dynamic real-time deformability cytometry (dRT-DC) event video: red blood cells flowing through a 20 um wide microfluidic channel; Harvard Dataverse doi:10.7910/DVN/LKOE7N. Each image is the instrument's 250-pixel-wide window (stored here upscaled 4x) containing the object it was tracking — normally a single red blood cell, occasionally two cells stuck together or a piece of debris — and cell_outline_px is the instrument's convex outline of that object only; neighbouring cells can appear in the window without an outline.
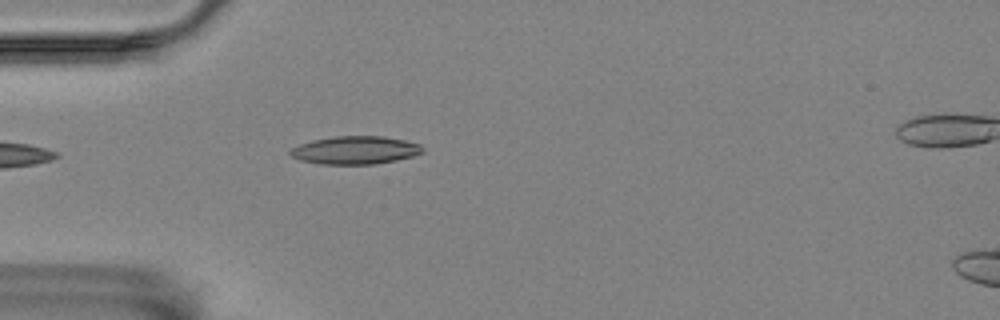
{"species": "Egyptian fruit bat (a non-hibernating species)", "species_latin": "Rousettus aegyptiacus", "temperature_condition": "room temperature", "stored_images_in_passage": 22, "camera_frame_rate_fps": 3000, "um_per_image_px": 0.085, "animal": {"sex": "female"}, "frame": {"image": 1, "passage_image": 1, "time_ms": 0.0, "image_size_px": [1000, 320], "cell_outline_px": [[424, 152], [412, 156], [396, 160], [376, 164], [320, 164], [300, 160], [292, 156], [288, 152], [292, 148], [300, 144], [312, 140], [336, 136], [384, 136], [404, 140], [420, 144], [424, 148]], "centroid_in_image_um": [30.21, 12.76], "position_along_channel_um": 54.8, "area_um2": 21.62}}
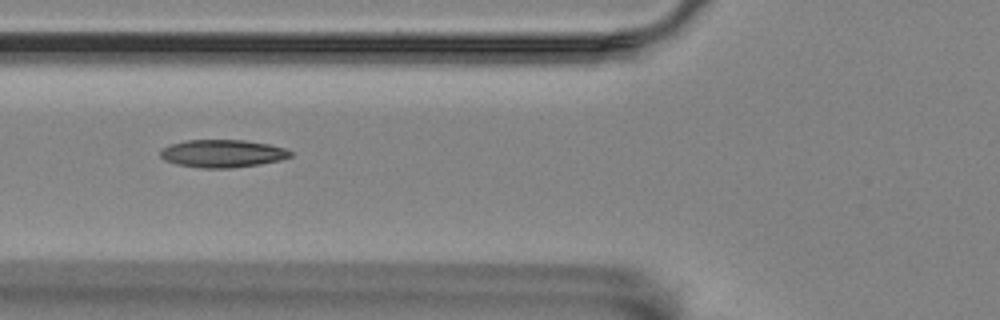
{"frame": {"image": 2, "passage_image": 6, "time_ms": 1.667, "image_size_px": [1000, 320], "cell_outline_px": [[292, 156], [280, 160], [260, 164], [228, 168], [204, 168], [176, 164], [164, 160], [160, 156], [160, 152], [164, 148], [172, 144], [188, 140], [244, 140], [268, 144], [284, 148], [292, 152]], "centroid_in_image_um": [18.92, 13.05], "position_along_channel_um": 106.9, "area_um2": 20.81}}
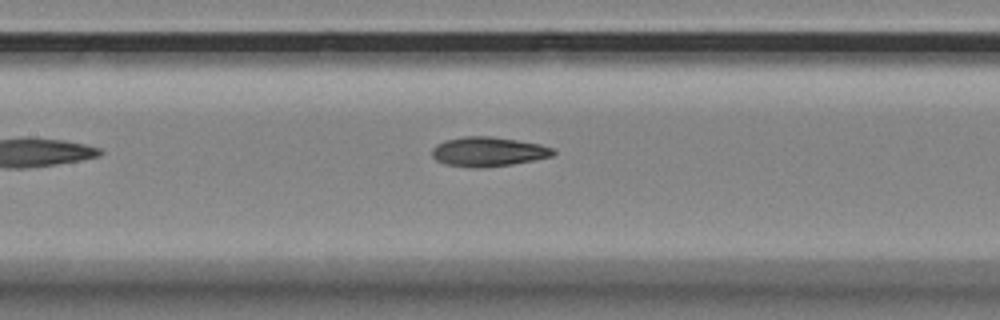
{"frame": {"image": 3, "passage_image": 11, "time_ms": 3.333, "image_size_px": [1000, 320], "cell_outline_px": [[556, 152], [552, 156], [512, 164], [484, 168], [468, 168], [444, 164], [436, 160], [432, 156], [432, 148], [436, 144], [444, 140], [464, 136], [492, 136], [540, 144], [552, 148]], "centroid_in_image_um": [41.44, 12.9], "position_along_channel_um": 166.0, "area_um2": 20.98}}